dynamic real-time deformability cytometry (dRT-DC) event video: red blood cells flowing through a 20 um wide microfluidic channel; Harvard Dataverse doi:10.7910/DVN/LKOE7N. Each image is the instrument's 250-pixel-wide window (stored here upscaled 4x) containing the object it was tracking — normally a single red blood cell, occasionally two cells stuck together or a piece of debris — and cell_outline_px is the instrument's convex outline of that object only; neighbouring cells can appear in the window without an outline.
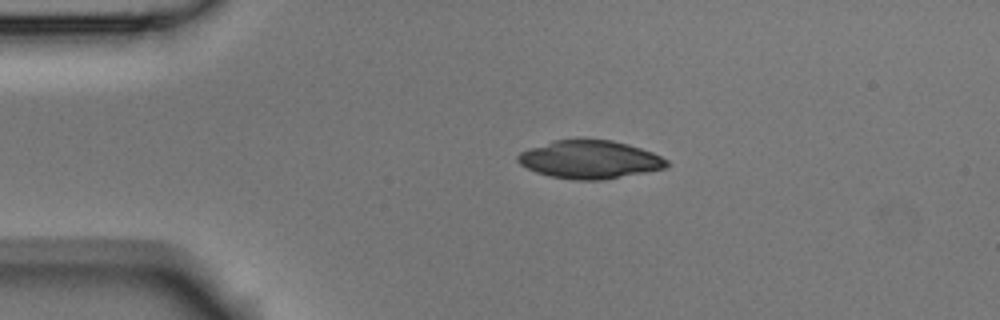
{"species": "Egyptian fruit bat (a non-hibernating species)", "species_latin": "Rousettus aegyptiacus", "temperature_condition": "room temperature", "stored_images_in_passage": 3, "camera_frame_rate_fps": 3000, "um_per_image_px": 0.085, "animal": {"sex": "male"}, "frame": {"image": 1, "passage_image": 2, "time_ms": 0.333, "image_size_px": [1000, 320], "cell_outline_px": [[668, 168], [648, 172], [604, 180], [572, 180], [548, 176], [536, 172], [520, 164], [516, 160], [516, 156], [520, 152], [528, 148], [552, 140], [580, 136], [612, 140], [628, 144], [652, 152], [668, 160]], "centroid_in_image_um": [50.11, 13.53], "position_along_channel_um": 34.9, "area_um2": 34.16}}